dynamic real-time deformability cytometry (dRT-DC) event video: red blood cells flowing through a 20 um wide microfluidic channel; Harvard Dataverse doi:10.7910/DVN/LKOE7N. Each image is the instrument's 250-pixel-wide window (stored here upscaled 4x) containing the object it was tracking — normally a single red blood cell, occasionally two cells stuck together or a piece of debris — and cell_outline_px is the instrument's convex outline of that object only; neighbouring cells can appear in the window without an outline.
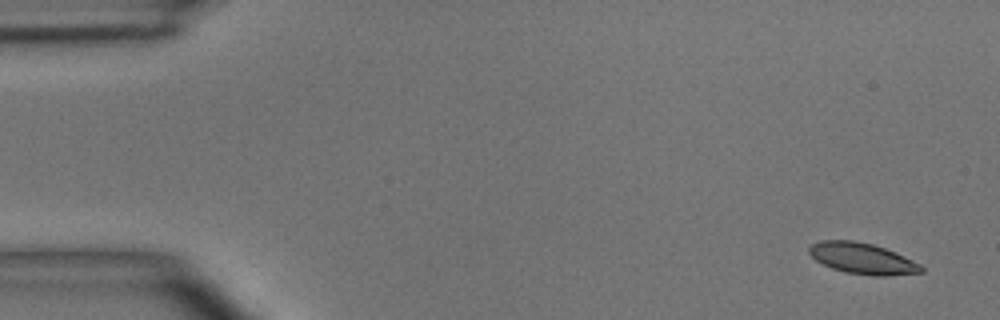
{"species": "common noctule bat (a hibernating species)", "species_latin": "Nyctalus noctula", "temperature_condition": "room temperature", "stored_images_in_passage": 4, "camera_frame_rate_fps": 3000, "um_per_image_px": 0.085, "animal": {"sex": "male", "body_mass_g": 15.6}, "frame": {"image": 1, "passage_image": 1, "time_ms": 0.0, "image_size_px": [1000, 320], "cell_outline_px": [[924, 272], [888, 276], [872, 276], [844, 272], [832, 268], [816, 260], [808, 252], [808, 248], [812, 244], [820, 240], [852, 240], [872, 244], [884, 248], [904, 256], [920, 264], [924, 268]], "centroid_in_image_um": [73.31, 21.98], "position_along_channel_um": 11.7, "area_um2": 20.29}}
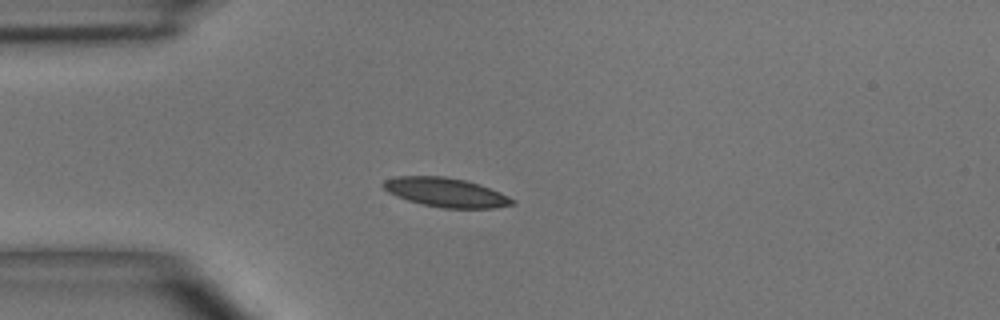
{"frame": {"image": 2, "passage_image": 4, "time_ms": 3.667, "image_size_px": [1000, 320], "cell_outline_px": [[516, 204], [496, 208], [444, 208], [424, 204], [408, 200], [396, 196], [388, 192], [380, 184], [384, 180], [396, 176], [444, 176], [464, 180], [500, 192], [516, 200]], "centroid_in_image_um": [37.89, 16.35], "position_along_channel_um": 47.1, "area_um2": 21.79}}